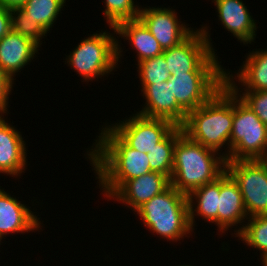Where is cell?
I'll use <instances>...</instances> for the list:
<instances>
[{"mask_svg": "<svg viewBox=\"0 0 267 266\" xmlns=\"http://www.w3.org/2000/svg\"><path fill=\"white\" fill-rule=\"evenodd\" d=\"M263 266H267V256L261 258Z\"/></svg>", "mask_w": 267, "mask_h": 266, "instance_id": "1f68e13d", "label": "cell"}, {"mask_svg": "<svg viewBox=\"0 0 267 266\" xmlns=\"http://www.w3.org/2000/svg\"><path fill=\"white\" fill-rule=\"evenodd\" d=\"M233 118L234 91L225 84L206 103L187 114L183 133L227 159ZM226 146L228 150L221 153L222 147L225 149Z\"/></svg>", "mask_w": 267, "mask_h": 266, "instance_id": "7a4b0ae2", "label": "cell"}, {"mask_svg": "<svg viewBox=\"0 0 267 266\" xmlns=\"http://www.w3.org/2000/svg\"><path fill=\"white\" fill-rule=\"evenodd\" d=\"M13 81L5 72L0 68V114H8L9 96L13 88Z\"/></svg>", "mask_w": 267, "mask_h": 266, "instance_id": "f1b7e54d", "label": "cell"}, {"mask_svg": "<svg viewBox=\"0 0 267 266\" xmlns=\"http://www.w3.org/2000/svg\"><path fill=\"white\" fill-rule=\"evenodd\" d=\"M177 266H191V265H188V264H187V265H177ZM192 266H193V265H192Z\"/></svg>", "mask_w": 267, "mask_h": 266, "instance_id": "d6a6232c", "label": "cell"}, {"mask_svg": "<svg viewBox=\"0 0 267 266\" xmlns=\"http://www.w3.org/2000/svg\"><path fill=\"white\" fill-rule=\"evenodd\" d=\"M21 202L0 187V241L8 234H24L41 229L42 222L38 215Z\"/></svg>", "mask_w": 267, "mask_h": 266, "instance_id": "5bb4252c", "label": "cell"}, {"mask_svg": "<svg viewBox=\"0 0 267 266\" xmlns=\"http://www.w3.org/2000/svg\"><path fill=\"white\" fill-rule=\"evenodd\" d=\"M183 133L182 127L176 126L151 152L147 153L150 169L160 172L169 179L173 171L174 147L178 137Z\"/></svg>", "mask_w": 267, "mask_h": 266, "instance_id": "7402d4cb", "label": "cell"}, {"mask_svg": "<svg viewBox=\"0 0 267 266\" xmlns=\"http://www.w3.org/2000/svg\"><path fill=\"white\" fill-rule=\"evenodd\" d=\"M201 28V29H200ZM195 30L180 44L163 51L169 73L226 72L211 43L210 27Z\"/></svg>", "mask_w": 267, "mask_h": 266, "instance_id": "8992f818", "label": "cell"}, {"mask_svg": "<svg viewBox=\"0 0 267 266\" xmlns=\"http://www.w3.org/2000/svg\"><path fill=\"white\" fill-rule=\"evenodd\" d=\"M11 22L14 32L32 39L41 47V40L48 32L41 25L28 17L20 7L11 9Z\"/></svg>", "mask_w": 267, "mask_h": 266, "instance_id": "4316f807", "label": "cell"}, {"mask_svg": "<svg viewBox=\"0 0 267 266\" xmlns=\"http://www.w3.org/2000/svg\"><path fill=\"white\" fill-rule=\"evenodd\" d=\"M226 171V159L218 152L191 140L182 133L174 147L170 184L188 196L211 183Z\"/></svg>", "mask_w": 267, "mask_h": 266, "instance_id": "3957f363", "label": "cell"}, {"mask_svg": "<svg viewBox=\"0 0 267 266\" xmlns=\"http://www.w3.org/2000/svg\"><path fill=\"white\" fill-rule=\"evenodd\" d=\"M170 185V179L160 172H149L126 181L109 199L123 203L136 211Z\"/></svg>", "mask_w": 267, "mask_h": 266, "instance_id": "9a60e30c", "label": "cell"}, {"mask_svg": "<svg viewBox=\"0 0 267 266\" xmlns=\"http://www.w3.org/2000/svg\"><path fill=\"white\" fill-rule=\"evenodd\" d=\"M65 3L66 0H27L20 8L49 33Z\"/></svg>", "mask_w": 267, "mask_h": 266, "instance_id": "603a6c76", "label": "cell"}, {"mask_svg": "<svg viewBox=\"0 0 267 266\" xmlns=\"http://www.w3.org/2000/svg\"><path fill=\"white\" fill-rule=\"evenodd\" d=\"M111 30L114 33L101 30L99 33L97 31L90 34L66 56L65 64L72 67L74 72L76 70L84 79L82 82L93 81L96 78L98 80L118 68L123 50L120 41L115 37V27L111 26Z\"/></svg>", "mask_w": 267, "mask_h": 266, "instance_id": "5b68a950", "label": "cell"}, {"mask_svg": "<svg viewBox=\"0 0 267 266\" xmlns=\"http://www.w3.org/2000/svg\"><path fill=\"white\" fill-rule=\"evenodd\" d=\"M20 133L0 114V174L21 177L28 166L26 143Z\"/></svg>", "mask_w": 267, "mask_h": 266, "instance_id": "2e32d148", "label": "cell"}, {"mask_svg": "<svg viewBox=\"0 0 267 266\" xmlns=\"http://www.w3.org/2000/svg\"><path fill=\"white\" fill-rule=\"evenodd\" d=\"M39 48L32 39L11 30L0 40V68L14 81L16 74L39 53Z\"/></svg>", "mask_w": 267, "mask_h": 266, "instance_id": "ac0fdd59", "label": "cell"}, {"mask_svg": "<svg viewBox=\"0 0 267 266\" xmlns=\"http://www.w3.org/2000/svg\"><path fill=\"white\" fill-rule=\"evenodd\" d=\"M248 219L245 210L242 194L237 182L225 171L220 176V197L218 198V231L223 234L233 226L242 224L240 228H235L234 234L237 236L244 227V222Z\"/></svg>", "mask_w": 267, "mask_h": 266, "instance_id": "4fadbf2b", "label": "cell"}, {"mask_svg": "<svg viewBox=\"0 0 267 266\" xmlns=\"http://www.w3.org/2000/svg\"><path fill=\"white\" fill-rule=\"evenodd\" d=\"M135 212L146 228L164 240L177 242L194 232L190 225L187 196L171 184Z\"/></svg>", "mask_w": 267, "mask_h": 266, "instance_id": "277c9868", "label": "cell"}, {"mask_svg": "<svg viewBox=\"0 0 267 266\" xmlns=\"http://www.w3.org/2000/svg\"><path fill=\"white\" fill-rule=\"evenodd\" d=\"M118 122L108 126L129 147L146 154L176 127L170 121L148 118L137 113Z\"/></svg>", "mask_w": 267, "mask_h": 266, "instance_id": "30bf717a", "label": "cell"}, {"mask_svg": "<svg viewBox=\"0 0 267 266\" xmlns=\"http://www.w3.org/2000/svg\"><path fill=\"white\" fill-rule=\"evenodd\" d=\"M233 91L267 126V90L244 92L240 90Z\"/></svg>", "mask_w": 267, "mask_h": 266, "instance_id": "83f0119b", "label": "cell"}, {"mask_svg": "<svg viewBox=\"0 0 267 266\" xmlns=\"http://www.w3.org/2000/svg\"><path fill=\"white\" fill-rule=\"evenodd\" d=\"M237 182L248 218L267 215V160L226 161Z\"/></svg>", "mask_w": 267, "mask_h": 266, "instance_id": "ba28073f", "label": "cell"}, {"mask_svg": "<svg viewBox=\"0 0 267 266\" xmlns=\"http://www.w3.org/2000/svg\"><path fill=\"white\" fill-rule=\"evenodd\" d=\"M105 124L85 155H88L102 194L110 198L126 181L149 173L151 169L146 153L129 147Z\"/></svg>", "mask_w": 267, "mask_h": 266, "instance_id": "6da1fadb", "label": "cell"}, {"mask_svg": "<svg viewBox=\"0 0 267 266\" xmlns=\"http://www.w3.org/2000/svg\"><path fill=\"white\" fill-rule=\"evenodd\" d=\"M11 30V9L0 5V40Z\"/></svg>", "mask_w": 267, "mask_h": 266, "instance_id": "f546056e", "label": "cell"}, {"mask_svg": "<svg viewBox=\"0 0 267 266\" xmlns=\"http://www.w3.org/2000/svg\"><path fill=\"white\" fill-rule=\"evenodd\" d=\"M141 86L140 90L146 102L137 114L148 118L164 119L178 127L183 126L188 113L176 101L172 92V83L169 80L141 84Z\"/></svg>", "mask_w": 267, "mask_h": 266, "instance_id": "7c38bea8", "label": "cell"}, {"mask_svg": "<svg viewBox=\"0 0 267 266\" xmlns=\"http://www.w3.org/2000/svg\"><path fill=\"white\" fill-rule=\"evenodd\" d=\"M267 160V126L234 92L230 155L226 161Z\"/></svg>", "mask_w": 267, "mask_h": 266, "instance_id": "52a82bcc", "label": "cell"}, {"mask_svg": "<svg viewBox=\"0 0 267 266\" xmlns=\"http://www.w3.org/2000/svg\"><path fill=\"white\" fill-rule=\"evenodd\" d=\"M27 0H0V5L7 8L21 7Z\"/></svg>", "mask_w": 267, "mask_h": 266, "instance_id": "4dcf8cb0", "label": "cell"}, {"mask_svg": "<svg viewBox=\"0 0 267 266\" xmlns=\"http://www.w3.org/2000/svg\"><path fill=\"white\" fill-rule=\"evenodd\" d=\"M247 221L241 232L235 237H239L252 249L261 251V258L267 256V215L249 217Z\"/></svg>", "mask_w": 267, "mask_h": 266, "instance_id": "cb8c5ba5", "label": "cell"}, {"mask_svg": "<svg viewBox=\"0 0 267 266\" xmlns=\"http://www.w3.org/2000/svg\"><path fill=\"white\" fill-rule=\"evenodd\" d=\"M235 75V76H234ZM234 76V77H233ZM226 84L232 90L265 91L267 90V49H255L247 54L245 61L236 74L226 70ZM238 81H237V80ZM238 85L243 86L238 88ZM237 85V86H236Z\"/></svg>", "mask_w": 267, "mask_h": 266, "instance_id": "d6986e66", "label": "cell"}, {"mask_svg": "<svg viewBox=\"0 0 267 266\" xmlns=\"http://www.w3.org/2000/svg\"><path fill=\"white\" fill-rule=\"evenodd\" d=\"M137 65L140 84L161 83L167 81L171 76L163 54L145 59L137 63Z\"/></svg>", "mask_w": 267, "mask_h": 266, "instance_id": "484cf974", "label": "cell"}, {"mask_svg": "<svg viewBox=\"0 0 267 266\" xmlns=\"http://www.w3.org/2000/svg\"><path fill=\"white\" fill-rule=\"evenodd\" d=\"M115 30L117 38L130 41V46L137 52V63L163 54L159 42L139 19L123 21Z\"/></svg>", "mask_w": 267, "mask_h": 266, "instance_id": "ffe728a7", "label": "cell"}, {"mask_svg": "<svg viewBox=\"0 0 267 266\" xmlns=\"http://www.w3.org/2000/svg\"><path fill=\"white\" fill-rule=\"evenodd\" d=\"M226 72H189L171 74L172 92L178 104L187 112L206 103L226 84Z\"/></svg>", "mask_w": 267, "mask_h": 266, "instance_id": "9c48e42d", "label": "cell"}, {"mask_svg": "<svg viewBox=\"0 0 267 266\" xmlns=\"http://www.w3.org/2000/svg\"><path fill=\"white\" fill-rule=\"evenodd\" d=\"M172 7H141L138 19L159 42L164 50L177 46L194 30L178 19ZM180 20V21H179Z\"/></svg>", "mask_w": 267, "mask_h": 266, "instance_id": "8fae6325", "label": "cell"}, {"mask_svg": "<svg viewBox=\"0 0 267 266\" xmlns=\"http://www.w3.org/2000/svg\"><path fill=\"white\" fill-rule=\"evenodd\" d=\"M220 197V177L211 183L202 185L188 196L190 225L195 228V216H201L218 228V198ZM195 199V200H194ZM196 206V207H195ZM195 208V209H194ZM197 213V214H195Z\"/></svg>", "mask_w": 267, "mask_h": 266, "instance_id": "44dd1931", "label": "cell"}, {"mask_svg": "<svg viewBox=\"0 0 267 266\" xmlns=\"http://www.w3.org/2000/svg\"><path fill=\"white\" fill-rule=\"evenodd\" d=\"M218 12V20L224 29L232 33L244 45L254 42L257 32L256 20L243 0H213Z\"/></svg>", "mask_w": 267, "mask_h": 266, "instance_id": "e0dca14e", "label": "cell"}, {"mask_svg": "<svg viewBox=\"0 0 267 266\" xmlns=\"http://www.w3.org/2000/svg\"><path fill=\"white\" fill-rule=\"evenodd\" d=\"M105 10L103 12L109 28L116 27L123 21L136 20L139 17L140 7L134 0H104Z\"/></svg>", "mask_w": 267, "mask_h": 266, "instance_id": "d4e9b609", "label": "cell"}]
</instances>
